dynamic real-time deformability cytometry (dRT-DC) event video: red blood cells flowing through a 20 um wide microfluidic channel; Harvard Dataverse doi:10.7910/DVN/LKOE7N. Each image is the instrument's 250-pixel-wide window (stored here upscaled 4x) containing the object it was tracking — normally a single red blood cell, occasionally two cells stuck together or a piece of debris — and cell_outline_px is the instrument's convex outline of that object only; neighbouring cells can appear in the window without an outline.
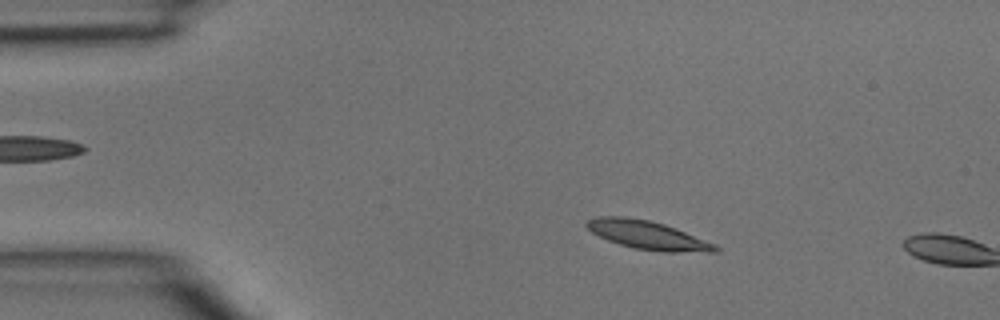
{"species": "common noctule bat (a hibernating species)", "species_latin": "Nyctalus noctula", "temperature_condition": "room temperature", "stored_images_in_passage": 3, "camera_frame_rate_fps": 3000, "um_per_image_px": 0.085, "animal": {"sex": "male", "body_mass_g": 15.6}, "frame": {"image": 1, "passage_image": 2, "time_ms": 0.333, "image_size_px": [1000, 320], "cell_outline_px": [[720, 252], [664, 252], [636, 248], [620, 244], [608, 240], [592, 232], [584, 224], [588, 220], [596, 216], [624, 216], [648, 220], [664, 224], [676, 228], [716, 244], [720, 248]], "centroid_in_image_um": [55.09, 19.98], "position_along_channel_um": 29.9, "area_um2": 21.33}}